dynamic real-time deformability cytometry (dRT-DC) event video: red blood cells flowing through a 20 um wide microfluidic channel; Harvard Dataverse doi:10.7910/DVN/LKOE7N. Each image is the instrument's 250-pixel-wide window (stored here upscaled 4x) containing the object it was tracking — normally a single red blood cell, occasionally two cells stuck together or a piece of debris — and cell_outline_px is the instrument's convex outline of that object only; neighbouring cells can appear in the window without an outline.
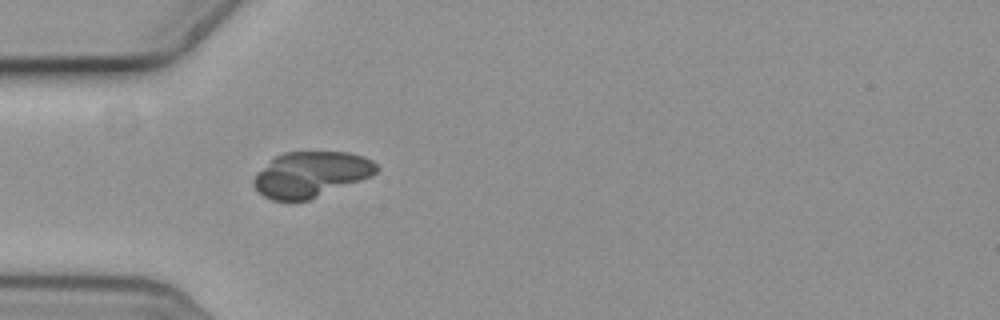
{"species": "common noctule bat (a hibernating species)", "species_latin": "Nyctalus noctula", "temperature_condition": "cold", "stored_images_in_passage": 3, "camera_frame_rate_fps": 3000, "um_per_image_px": 0.085, "animal": {"sex": "female", "body_mass_g": 19.3, "forearm_length_mm": 54.1}, "frame": {"image": 1, "passage_image": 3, "time_ms": 0.667, "image_size_px": [1000, 320], "cell_outline_px": [[380, 168], [372, 176], [308, 200], [272, 200], [264, 196], [252, 184], [252, 180], [276, 156], [284, 152], [348, 152], [364, 156], [372, 160]], "centroid_in_image_um": [26.47, 14.81], "position_along_channel_um": 58.5, "area_um2": 32.08}}